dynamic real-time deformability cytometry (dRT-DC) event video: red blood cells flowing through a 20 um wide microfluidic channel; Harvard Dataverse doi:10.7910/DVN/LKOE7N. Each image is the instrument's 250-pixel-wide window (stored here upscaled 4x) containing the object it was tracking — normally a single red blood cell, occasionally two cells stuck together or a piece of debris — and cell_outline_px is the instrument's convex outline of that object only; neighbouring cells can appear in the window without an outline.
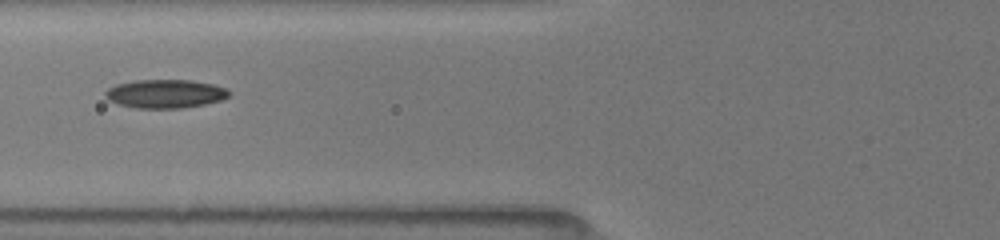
{"species": "common noctule bat (a hibernating species)", "species_latin": "Nyctalus noctula", "temperature_condition": "room temperature", "stored_images_in_passage": 17, "camera_frame_rate_fps": 3000, "um_per_image_px": 0.085, "animal": {"sex": "female", "body_mass_g": 19.5, "forearm_length_mm": 54.1}, "frame": {"image": 1, "passage_image": 5, "time_ms": 1.0, "image_size_px": [1000, 240], "cell_outline_px": [[232, 92], [228, 96], [220, 100], [204, 104], [184, 108], [136, 108], [116, 104], [108, 100], [104, 96], [104, 92], [108, 88], [116, 84], [136, 80], [192, 80], [212, 84], [228, 88]], "centroid_in_image_um": [14.03, 7.97], "position_along_channel_um": 111.8, "area_um2": 20.81}}
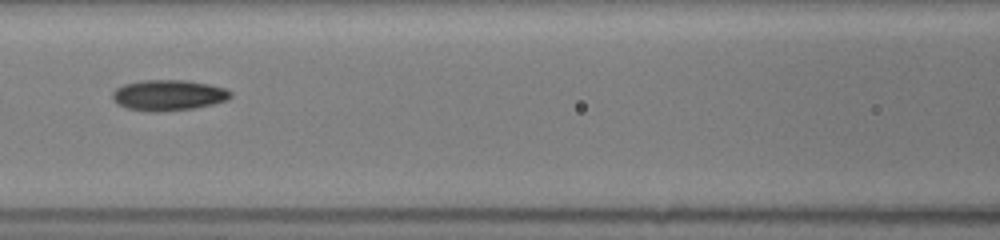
{"frame": {"image": 2, "passage_image": 11, "time_ms": 2.0, "image_size_px": [1000, 240], "cell_outline_px": [[232, 96], [228, 100], [212, 104], [192, 108], [160, 112], [148, 112], [128, 108], [112, 100], [112, 92], [116, 88], [124, 84], [140, 80], [188, 80], [208, 84], [224, 88], [232, 92]], "centroid_in_image_um": [14.31, 8.08], "position_along_channel_um": 152.3, "area_um2": 21.21}}
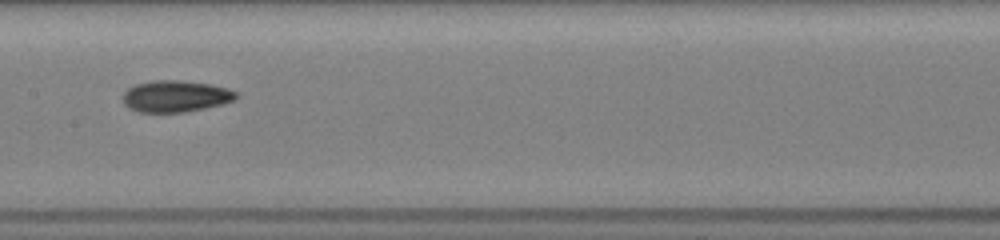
{"frame": {"image": 3, "passage_image": 16, "time_ms": 3.0, "image_size_px": [1000, 240], "cell_outline_px": [[240, 96], [236, 100], [224, 104], [184, 112], [140, 112], [128, 108], [124, 104], [124, 92], [128, 88], [136, 84], [152, 80], [180, 80], [208, 84], [228, 88], [236, 92]], "centroid_in_image_um": [14.95, 8.18], "position_along_channel_um": 192.4, "area_um2": 20.92}}